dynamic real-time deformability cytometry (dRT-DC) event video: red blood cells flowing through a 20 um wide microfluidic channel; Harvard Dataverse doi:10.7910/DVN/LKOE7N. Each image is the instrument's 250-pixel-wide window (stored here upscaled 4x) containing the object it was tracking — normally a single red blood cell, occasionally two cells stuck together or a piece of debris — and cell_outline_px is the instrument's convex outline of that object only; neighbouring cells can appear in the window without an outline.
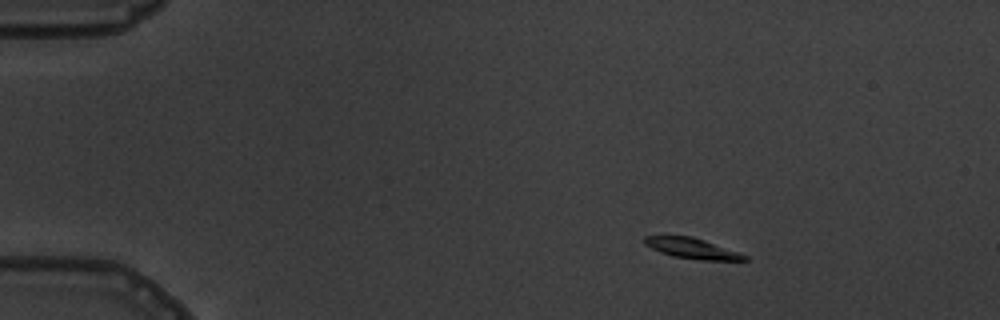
{"species": "common noctule bat (a hibernating species)", "species_latin": "Nyctalus noctula", "temperature_condition": "warm", "stored_images_in_passage": 4, "camera_frame_rate_fps": 3000, "um_per_image_px": 0.085, "animal": {"sex": "male", "body_mass_g": 19.5, "forearm_length_mm": 54.6}, "frame": {"image": 1, "passage_image": 2, "time_ms": 1.0, "image_size_px": [1000, 320], "cell_outline_px": [[748, 260], [700, 260], [672, 256], [660, 252], [644, 244], [644, 236], [692, 236], [740, 252], [748, 256]], "centroid_in_image_um": [58.85, 21.11], "position_along_channel_um": 26.2, "area_um2": 11.91}}